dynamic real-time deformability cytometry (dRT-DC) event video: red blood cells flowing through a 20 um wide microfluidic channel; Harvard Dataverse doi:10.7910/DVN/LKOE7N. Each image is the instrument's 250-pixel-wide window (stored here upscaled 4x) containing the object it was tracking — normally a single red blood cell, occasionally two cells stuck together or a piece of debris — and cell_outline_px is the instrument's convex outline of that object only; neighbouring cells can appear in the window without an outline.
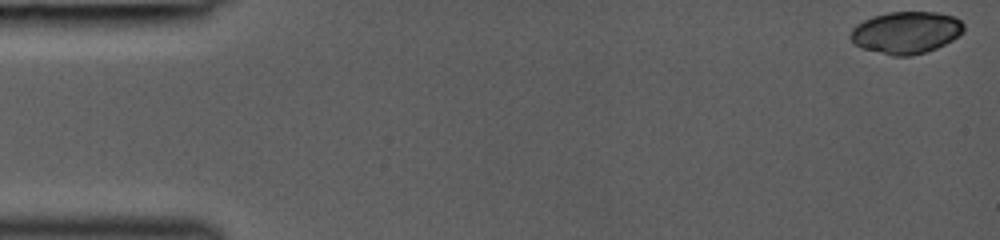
{"species": "common noctule bat (a hibernating species)", "species_latin": "Nyctalus noctula", "temperature_condition": "room temperature", "stored_images_in_passage": 43, "camera_frame_rate_fps": 3000, "um_per_image_px": 0.085, "animal": {"sex": "female", "body_mass_g": 19.0, "forearm_length_mm": 53.3}, "frame": {"image": 1, "passage_image": 1, "time_ms": 0.0, "image_size_px": [1000, 240], "cell_outline_px": [[964, 32], [960, 36], [936, 48], [912, 56], [892, 56], [860, 48], [852, 44], [848, 36], [852, 28], [856, 24], [872, 16], [888, 12], [936, 12], [952, 16], [960, 20], [964, 24]], "centroid_in_image_um": [76.97, 2.77], "position_along_channel_um": 8.0, "area_um2": 28.15}}
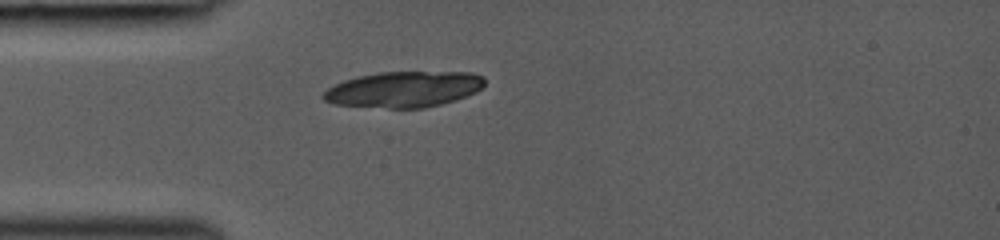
{"frame": {"image": 2, "passage_image": 13, "time_ms": 4.0, "image_size_px": [1000, 240], "cell_outline_px": [[484, 84], [476, 92], [456, 100], [424, 108], [388, 108], [332, 104], [324, 100], [320, 96], [328, 88], [344, 80], [360, 76], [380, 72], [472, 72], [484, 76]], "centroid_in_image_um": [34.33, 7.59], "position_along_channel_um": 50.7, "area_um2": 33.7}}
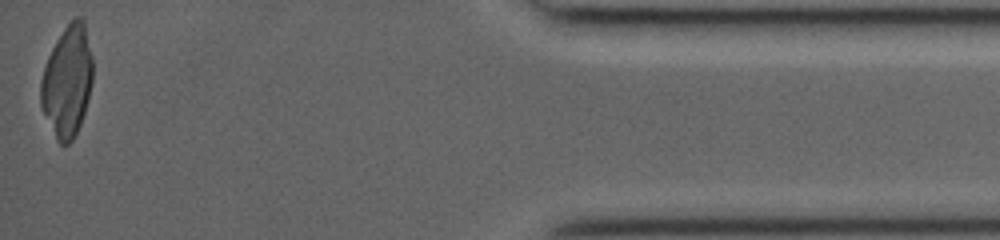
{"frame": {"image": 3, "passage_image": 43, "time_ms": 14.0, "image_size_px": [1000, 240], "cell_outline_px": [[92, 80], [88, 100], [80, 124], [72, 140], [68, 144], [60, 144], [56, 140], [40, 108], [40, 80], [48, 56], [56, 40], [64, 28], [76, 16], [80, 16], [84, 20], [92, 56]], "centroid_in_image_um": [5.7, 6.91], "position_along_channel_um": 429.5, "area_um2": 33.81}}